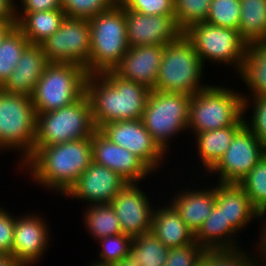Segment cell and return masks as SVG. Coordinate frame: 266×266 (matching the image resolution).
I'll list each match as a JSON object with an SVG mask.
<instances>
[{"instance_id":"6da1fadb","label":"cell","mask_w":266,"mask_h":266,"mask_svg":"<svg viewBox=\"0 0 266 266\" xmlns=\"http://www.w3.org/2000/svg\"><path fill=\"white\" fill-rule=\"evenodd\" d=\"M93 161L91 137L34 147L32 156L22 165L39 187L64 195ZM25 169V170H23ZM29 171V172H28Z\"/></svg>"},{"instance_id":"7a4b0ae2","label":"cell","mask_w":266,"mask_h":266,"mask_svg":"<svg viewBox=\"0 0 266 266\" xmlns=\"http://www.w3.org/2000/svg\"><path fill=\"white\" fill-rule=\"evenodd\" d=\"M150 91L145 85L124 80L113 71L88 75L86 94L96 129L114 121L141 119Z\"/></svg>"},{"instance_id":"3957f363","label":"cell","mask_w":266,"mask_h":266,"mask_svg":"<svg viewBox=\"0 0 266 266\" xmlns=\"http://www.w3.org/2000/svg\"><path fill=\"white\" fill-rule=\"evenodd\" d=\"M239 91L223 84H210L192 95L187 131L194 135L232 125H245L244 101Z\"/></svg>"},{"instance_id":"277c9868","label":"cell","mask_w":266,"mask_h":266,"mask_svg":"<svg viewBox=\"0 0 266 266\" xmlns=\"http://www.w3.org/2000/svg\"><path fill=\"white\" fill-rule=\"evenodd\" d=\"M36 123L37 113L31 97L0 88V151L20 154L16 169L34 152Z\"/></svg>"},{"instance_id":"5b68a950","label":"cell","mask_w":266,"mask_h":266,"mask_svg":"<svg viewBox=\"0 0 266 266\" xmlns=\"http://www.w3.org/2000/svg\"><path fill=\"white\" fill-rule=\"evenodd\" d=\"M89 23L91 51L88 75L113 71L129 49L125 9L116 3L89 19Z\"/></svg>"},{"instance_id":"8992f818","label":"cell","mask_w":266,"mask_h":266,"mask_svg":"<svg viewBox=\"0 0 266 266\" xmlns=\"http://www.w3.org/2000/svg\"><path fill=\"white\" fill-rule=\"evenodd\" d=\"M204 70L193 44L183 34L164 45L154 90L195 95L210 85L202 82Z\"/></svg>"},{"instance_id":"52a82bcc","label":"cell","mask_w":266,"mask_h":266,"mask_svg":"<svg viewBox=\"0 0 266 266\" xmlns=\"http://www.w3.org/2000/svg\"><path fill=\"white\" fill-rule=\"evenodd\" d=\"M91 103L86 92L60 109L37 113L34 147L92 137L96 131Z\"/></svg>"},{"instance_id":"ba28073f","label":"cell","mask_w":266,"mask_h":266,"mask_svg":"<svg viewBox=\"0 0 266 266\" xmlns=\"http://www.w3.org/2000/svg\"><path fill=\"white\" fill-rule=\"evenodd\" d=\"M190 100L191 96L184 93L150 91L141 119L166 155L172 148V138L188 130Z\"/></svg>"},{"instance_id":"9c48e42d","label":"cell","mask_w":266,"mask_h":266,"mask_svg":"<svg viewBox=\"0 0 266 266\" xmlns=\"http://www.w3.org/2000/svg\"><path fill=\"white\" fill-rule=\"evenodd\" d=\"M86 69L76 64L49 63L31 96L36 113L60 109L86 92Z\"/></svg>"},{"instance_id":"30bf717a","label":"cell","mask_w":266,"mask_h":266,"mask_svg":"<svg viewBox=\"0 0 266 266\" xmlns=\"http://www.w3.org/2000/svg\"><path fill=\"white\" fill-rule=\"evenodd\" d=\"M183 34L193 44L204 66L211 62L232 66L234 73L240 71L247 43L238 30L202 22L190 26Z\"/></svg>"},{"instance_id":"8fae6325","label":"cell","mask_w":266,"mask_h":266,"mask_svg":"<svg viewBox=\"0 0 266 266\" xmlns=\"http://www.w3.org/2000/svg\"><path fill=\"white\" fill-rule=\"evenodd\" d=\"M40 45L48 63L81 65L88 74L91 51L88 19L65 17L59 29Z\"/></svg>"},{"instance_id":"7c38bea8","label":"cell","mask_w":266,"mask_h":266,"mask_svg":"<svg viewBox=\"0 0 266 266\" xmlns=\"http://www.w3.org/2000/svg\"><path fill=\"white\" fill-rule=\"evenodd\" d=\"M266 154V146L244 125L219 161L207 172L222 183H239ZM214 173V174H213ZM219 175V176H218Z\"/></svg>"},{"instance_id":"4fadbf2b","label":"cell","mask_w":266,"mask_h":266,"mask_svg":"<svg viewBox=\"0 0 266 266\" xmlns=\"http://www.w3.org/2000/svg\"><path fill=\"white\" fill-rule=\"evenodd\" d=\"M98 130L111 142L140 158L153 172L163 167L167 155L154 142L142 119L114 121Z\"/></svg>"},{"instance_id":"5bb4252c","label":"cell","mask_w":266,"mask_h":266,"mask_svg":"<svg viewBox=\"0 0 266 266\" xmlns=\"http://www.w3.org/2000/svg\"><path fill=\"white\" fill-rule=\"evenodd\" d=\"M26 213L15 218L12 257L20 266H33L48 252L52 234L45 216Z\"/></svg>"},{"instance_id":"9a60e30c","label":"cell","mask_w":266,"mask_h":266,"mask_svg":"<svg viewBox=\"0 0 266 266\" xmlns=\"http://www.w3.org/2000/svg\"><path fill=\"white\" fill-rule=\"evenodd\" d=\"M142 189L140 182L127 183L110 203L118 217L122 233L132 238L151 232L155 206Z\"/></svg>"},{"instance_id":"2e32d148","label":"cell","mask_w":266,"mask_h":266,"mask_svg":"<svg viewBox=\"0 0 266 266\" xmlns=\"http://www.w3.org/2000/svg\"><path fill=\"white\" fill-rule=\"evenodd\" d=\"M126 184L115 171L92 161L64 196L82 200L87 206L110 204Z\"/></svg>"},{"instance_id":"e0dca14e","label":"cell","mask_w":266,"mask_h":266,"mask_svg":"<svg viewBox=\"0 0 266 266\" xmlns=\"http://www.w3.org/2000/svg\"><path fill=\"white\" fill-rule=\"evenodd\" d=\"M125 19L129 48L146 45L164 46L183 35L175 15H145L125 9Z\"/></svg>"},{"instance_id":"ac0fdd59","label":"cell","mask_w":266,"mask_h":266,"mask_svg":"<svg viewBox=\"0 0 266 266\" xmlns=\"http://www.w3.org/2000/svg\"><path fill=\"white\" fill-rule=\"evenodd\" d=\"M93 162L119 174L127 183L145 181L154 172L128 149L111 142L98 129L91 137Z\"/></svg>"},{"instance_id":"d6986e66","label":"cell","mask_w":266,"mask_h":266,"mask_svg":"<svg viewBox=\"0 0 266 266\" xmlns=\"http://www.w3.org/2000/svg\"><path fill=\"white\" fill-rule=\"evenodd\" d=\"M163 45L130 47L113 72L120 78L154 90L163 56Z\"/></svg>"},{"instance_id":"ffe728a7","label":"cell","mask_w":266,"mask_h":266,"mask_svg":"<svg viewBox=\"0 0 266 266\" xmlns=\"http://www.w3.org/2000/svg\"><path fill=\"white\" fill-rule=\"evenodd\" d=\"M213 185L207 184L205 188L203 186L197 188L195 185H192V188L182 187L177 193L173 192L174 198L171 195L167 200L194 234L210 216L215 205V182Z\"/></svg>"},{"instance_id":"44dd1931","label":"cell","mask_w":266,"mask_h":266,"mask_svg":"<svg viewBox=\"0 0 266 266\" xmlns=\"http://www.w3.org/2000/svg\"><path fill=\"white\" fill-rule=\"evenodd\" d=\"M48 60L41 45L29 44L23 51L20 61L0 87L6 92L31 97L40 80Z\"/></svg>"},{"instance_id":"7402d4cb","label":"cell","mask_w":266,"mask_h":266,"mask_svg":"<svg viewBox=\"0 0 266 266\" xmlns=\"http://www.w3.org/2000/svg\"><path fill=\"white\" fill-rule=\"evenodd\" d=\"M215 204L222 209L226 222L239 233L257 220L258 212L238 183L215 182Z\"/></svg>"},{"instance_id":"603a6c76","label":"cell","mask_w":266,"mask_h":266,"mask_svg":"<svg viewBox=\"0 0 266 266\" xmlns=\"http://www.w3.org/2000/svg\"><path fill=\"white\" fill-rule=\"evenodd\" d=\"M167 202V203H166ZM155 206L151 231L167 247H181L195 241V234L185 224L175 208L166 201Z\"/></svg>"},{"instance_id":"cb8c5ba5","label":"cell","mask_w":266,"mask_h":266,"mask_svg":"<svg viewBox=\"0 0 266 266\" xmlns=\"http://www.w3.org/2000/svg\"><path fill=\"white\" fill-rule=\"evenodd\" d=\"M237 233L226 222L222 209L215 204L210 216L195 233V241L205 250L237 249L242 245L237 242Z\"/></svg>"},{"instance_id":"d4e9b609","label":"cell","mask_w":266,"mask_h":266,"mask_svg":"<svg viewBox=\"0 0 266 266\" xmlns=\"http://www.w3.org/2000/svg\"><path fill=\"white\" fill-rule=\"evenodd\" d=\"M237 75L248 89L249 95H244V92L241 94L243 99L266 96V42L247 44Z\"/></svg>"},{"instance_id":"484cf974","label":"cell","mask_w":266,"mask_h":266,"mask_svg":"<svg viewBox=\"0 0 266 266\" xmlns=\"http://www.w3.org/2000/svg\"><path fill=\"white\" fill-rule=\"evenodd\" d=\"M244 125H232L226 128H221L212 131H203L201 133H195L194 141L196 145V155H198L199 166L201 170L206 173L219 161V159L225 154L235 134ZM202 166H201V165Z\"/></svg>"},{"instance_id":"4316f807","label":"cell","mask_w":266,"mask_h":266,"mask_svg":"<svg viewBox=\"0 0 266 266\" xmlns=\"http://www.w3.org/2000/svg\"><path fill=\"white\" fill-rule=\"evenodd\" d=\"M66 15L62 9L34 13H15L16 27L30 44L40 45L60 27Z\"/></svg>"},{"instance_id":"83f0119b","label":"cell","mask_w":266,"mask_h":266,"mask_svg":"<svg viewBox=\"0 0 266 266\" xmlns=\"http://www.w3.org/2000/svg\"><path fill=\"white\" fill-rule=\"evenodd\" d=\"M238 31L247 44L266 39V0H240Z\"/></svg>"},{"instance_id":"f1b7e54d","label":"cell","mask_w":266,"mask_h":266,"mask_svg":"<svg viewBox=\"0 0 266 266\" xmlns=\"http://www.w3.org/2000/svg\"><path fill=\"white\" fill-rule=\"evenodd\" d=\"M82 221L85 230L95 242L98 239L122 233L121 225L111 204L86 206Z\"/></svg>"},{"instance_id":"f546056e","label":"cell","mask_w":266,"mask_h":266,"mask_svg":"<svg viewBox=\"0 0 266 266\" xmlns=\"http://www.w3.org/2000/svg\"><path fill=\"white\" fill-rule=\"evenodd\" d=\"M168 250L169 248L151 231L132 238L129 256L139 266H164L168 257Z\"/></svg>"},{"instance_id":"4dcf8cb0","label":"cell","mask_w":266,"mask_h":266,"mask_svg":"<svg viewBox=\"0 0 266 266\" xmlns=\"http://www.w3.org/2000/svg\"><path fill=\"white\" fill-rule=\"evenodd\" d=\"M26 36L14 26L0 42V87L7 81L29 45Z\"/></svg>"},{"instance_id":"1f68e13d","label":"cell","mask_w":266,"mask_h":266,"mask_svg":"<svg viewBox=\"0 0 266 266\" xmlns=\"http://www.w3.org/2000/svg\"><path fill=\"white\" fill-rule=\"evenodd\" d=\"M238 184L258 213L266 211V154Z\"/></svg>"},{"instance_id":"d6a6232c","label":"cell","mask_w":266,"mask_h":266,"mask_svg":"<svg viewBox=\"0 0 266 266\" xmlns=\"http://www.w3.org/2000/svg\"><path fill=\"white\" fill-rule=\"evenodd\" d=\"M99 242V243H98ZM98 246L101 247L99 251V260L96 257L93 264L99 266H109L114 263L124 260L129 256L130 245L132 244V237L123 233L107 236L97 240Z\"/></svg>"},{"instance_id":"836d02e7","label":"cell","mask_w":266,"mask_h":266,"mask_svg":"<svg viewBox=\"0 0 266 266\" xmlns=\"http://www.w3.org/2000/svg\"><path fill=\"white\" fill-rule=\"evenodd\" d=\"M211 0H174L175 19L184 32L190 26L206 22Z\"/></svg>"},{"instance_id":"e575fe53","label":"cell","mask_w":266,"mask_h":266,"mask_svg":"<svg viewBox=\"0 0 266 266\" xmlns=\"http://www.w3.org/2000/svg\"><path fill=\"white\" fill-rule=\"evenodd\" d=\"M239 20L240 0H211L207 23L238 30Z\"/></svg>"},{"instance_id":"d590c367","label":"cell","mask_w":266,"mask_h":266,"mask_svg":"<svg viewBox=\"0 0 266 266\" xmlns=\"http://www.w3.org/2000/svg\"><path fill=\"white\" fill-rule=\"evenodd\" d=\"M243 249V250H242ZM247 248L205 250L202 259L209 266H259L254 254L250 255Z\"/></svg>"},{"instance_id":"8d00e7d4","label":"cell","mask_w":266,"mask_h":266,"mask_svg":"<svg viewBox=\"0 0 266 266\" xmlns=\"http://www.w3.org/2000/svg\"><path fill=\"white\" fill-rule=\"evenodd\" d=\"M61 3L66 17L88 20L116 4L114 0H61Z\"/></svg>"},{"instance_id":"74e56055","label":"cell","mask_w":266,"mask_h":266,"mask_svg":"<svg viewBox=\"0 0 266 266\" xmlns=\"http://www.w3.org/2000/svg\"><path fill=\"white\" fill-rule=\"evenodd\" d=\"M243 101L245 125L266 146V96L243 99ZM251 107V117L249 118L246 116V111L248 113L250 111L248 109Z\"/></svg>"},{"instance_id":"f35d334b","label":"cell","mask_w":266,"mask_h":266,"mask_svg":"<svg viewBox=\"0 0 266 266\" xmlns=\"http://www.w3.org/2000/svg\"><path fill=\"white\" fill-rule=\"evenodd\" d=\"M205 253L197 242L185 246L169 248L164 266H195Z\"/></svg>"},{"instance_id":"ab89813d","label":"cell","mask_w":266,"mask_h":266,"mask_svg":"<svg viewBox=\"0 0 266 266\" xmlns=\"http://www.w3.org/2000/svg\"><path fill=\"white\" fill-rule=\"evenodd\" d=\"M119 4L145 15H175L174 0H123Z\"/></svg>"},{"instance_id":"60d3db41","label":"cell","mask_w":266,"mask_h":266,"mask_svg":"<svg viewBox=\"0 0 266 266\" xmlns=\"http://www.w3.org/2000/svg\"><path fill=\"white\" fill-rule=\"evenodd\" d=\"M0 206V253L12 256L16 216Z\"/></svg>"},{"instance_id":"b9f144b4","label":"cell","mask_w":266,"mask_h":266,"mask_svg":"<svg viewBox=\"0 0 266 266\" xmlns=\"http://www.w3.org/2000/svg\"><path fill=\"white\" fill-rule=\"evenodd\" d=\"M56 9H62L61 0H20V1L16 0L15 1V13H34L39 11H49Z\"/></svg>"},{"instance_id":"7bdbcfd3","label":"cell","mask_w":266,"mask_h":266,"mask_svg":"<svg viewBox=\"0 0 266 266\" xmlns=\"http://www.w3.org/2000/svg\"><path fill=\"white\" fill-rule=\"evenodd\" d=\"M266 211L260 212L257 216V222H259L260 226V231H259V240L256 242V245L254 248L255 250V255L258 257L254 256L255 260L258 262L259 266H266ZM261 223V224H260ZM261 232V233H260ZM258 251V252H257ZM257 258V259H256Z\"/></svg>"},{"instance_id":"ee69618b","label":"cell","mask_w":266,"mask_h":266,"mask_svg":"<svg viewBox=\"0 0 266 266\" xmlns=\"http://www.w3.org/2000/svg\"><path fill=\"white\" fill-rule=\"evenodd\" d=\"M0 20H16L15 0H0Z\"/></svg>"},{"instance_id":"f6af8a7d","label":"cell","mask_w":266,"mask_h":266,"mask_svg":"<svg viewBox=\"0 0 266 266\" xmlns=\"http://www.w3.org/2000/svg\"><path fill=\"white\" fill-rule=\"evenodd\" d=\"M14 26H16V20H0V42Z\"/></svg>"},{"instance_id":"bcb514c9","label":"cell","mask_w":266,"mask_h":266,"mask_svg":"<svg viewBox=\"0 0 266 266\" xmlns=\"http://www.w3.org/2000/svg\"><path fill=\"white\" fill-rule=\"evenodd\" d=\"M0 266H20L12 256L0 253Z\"/></svg>"},{"instance_id":"7dc6e473","label":"cell","mask_w":266,"mask_h":266,"mask_svg":"<svg viewBox=\"0 0 266 266\" xmlns=\"http://www.w3.org/2000/svg\"><path fill=\"white\" fill-rule=\"evenodd\" d=\"M109 266H139V264L131 256H127L124 260Z\"/></svg>"},{"instance_id":"c3c4849f","label":"cell","mask_w":266,"mask_h":266,"mask_svg":"<svg viewBox=\"0 0 266 266\" xmlns=\"http://www.w3.org/2000/svg\"><path fill=\"white\" fill-rule=\"evenodd\" d=\"M195 266H209L203 259H201L200 261H199V263L198 264H196Z\"/></svg>"},{"instance_id":"681fc988","label":"cell","mask_w":266,"mask_h":266,"mask_svg":"<svg viewBox=\"0 0 266 266\" xmlns=\"http://www.w3.org/2000/svg\"><path fill=\"white\" fill-rule=\"evenodd\" d=\"M123 0H114L115 3L119 4L121 3Z\"/></svg>"},{"instance_id":"f907efd6","label":"cell","mask_w":266,"mask_h":266,"mask_svg":"<svg viewBox=\"0 0 266 266\" xmlns=\"http://www.w3.org/2000/svg\"><path fill=\"white\" fill-rule=\"evenodd\" d=\"M90 266H99V265H96V264H93V263L90 262Z\"/></svg>"}]
</instances>
